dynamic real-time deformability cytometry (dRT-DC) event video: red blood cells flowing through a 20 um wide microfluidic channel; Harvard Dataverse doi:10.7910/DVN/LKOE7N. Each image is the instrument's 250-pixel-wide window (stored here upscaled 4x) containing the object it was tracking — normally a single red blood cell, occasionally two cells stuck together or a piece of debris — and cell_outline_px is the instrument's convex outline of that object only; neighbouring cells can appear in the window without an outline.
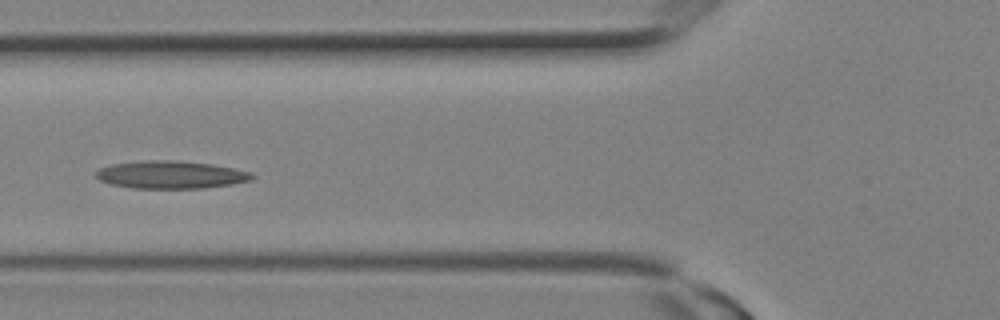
{"species": "Egyptian fruit bat (a non-hibernating species)", "species_latin": "Rousettus aegyptiacus", "temperature_condition": "room temperature", "stored_images_in_passage": 11, "camera_frame_rate_fps": 3000, "um_per_image_px": 0.085, "animal": {"sex": "female"}, "frame": {"image": 1, "passage_image": 10, "time_ms": 3.0, "image_size_px": [1000, 320], "cell_outline_px": [[256, 176], [252, 180], [232, 184], [204, 188], [132, 188], [112, 184], [100, 180], [96, 176], [96, 172], [100, 168], [112, 164], [144, 160], [172, 160], [212, 164], [252, 172]], "centroid_in_image_um": [14.55, 14.85], "position_along_channel_um": 111.3, "area_um2": 25.14}}